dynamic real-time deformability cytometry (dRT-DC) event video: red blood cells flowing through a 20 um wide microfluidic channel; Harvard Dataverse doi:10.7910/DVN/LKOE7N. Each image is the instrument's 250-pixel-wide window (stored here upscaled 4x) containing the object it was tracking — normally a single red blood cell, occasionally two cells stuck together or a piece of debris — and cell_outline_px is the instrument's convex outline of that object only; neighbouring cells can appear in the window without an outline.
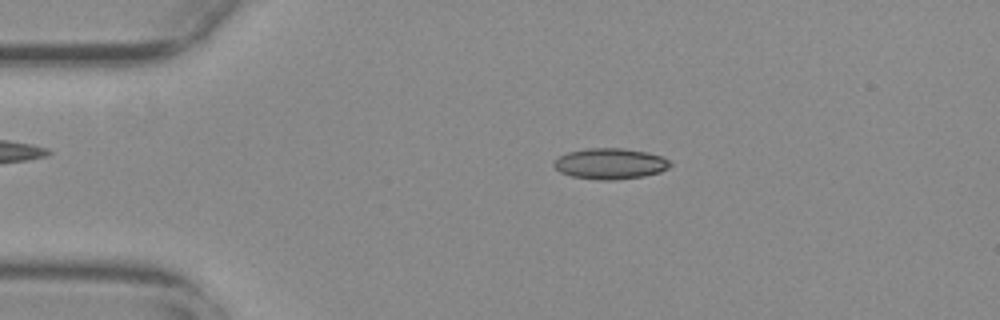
{"species": "common noctule bat (a hibernating species)", "species_latin": "Nyctalus noctula", "temperature_condition": "warm", "stored_images_in_passage": 52, "camera_frame_rate_fps": 3000, "um_per_image_px": 0.085, "animal": {"sex": "female", "body_mass_g": 29.2, "forearm_length_mm": 56.3}, "frame": {"image": 1, "passage_image": 11, "time_ms": 3.333, "image_size_px": [1000, 320], "cell_outline_px": [[672, 164], [668, 168], [660, 172], [644, 176], [616, 180], [600, 180], [572, 176], [560, 172], [552, 164], [552, 160], [568, 152], [588, 148], [624, 148], [644, 152], [660, 156], [668, 160]], "centroid_in_image_um": [51.84, 13.92], "position_along_channel_um": 33.2, "area_um2": 20.87}}
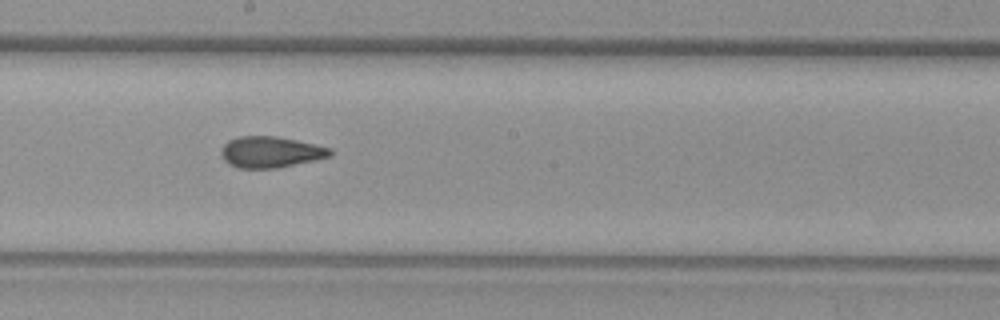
{"frame": {"image": 2, "passage_image": 30, "time_ms": 9.667, "image_size_px": [1000, 320], "cell_outline_px": [[332, 156], [276, 168], [240, 168], [228, 164], [224, 160], [220, 152], [220, 148], [228, 140], [236, 136], [276, 136], [296, 140], [332, 148]], "centroid_in_image_um": [22.97, 12.91], "position_along_channel_um": 225.2, "area_um2": 19.83}}
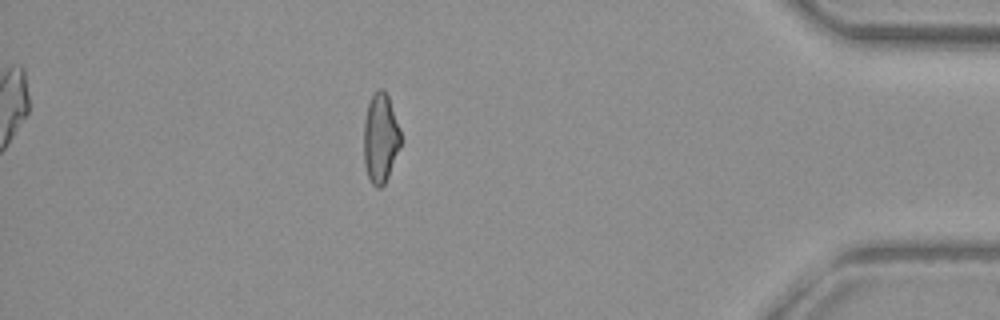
{"frame": {"image": 3, "passage_image": 48, "time_ms": 15.667, "image_size_px": [1000, 320], "cell_outline_px": [[400, 148], [388, 176], [384, 184], [380, 188], [376, 188], [372, 184], [368, 176], [364, 164], [364, 120], [368, 104], [372, 96], [380, 88], [388, 96], [400, 128]], "centroid_in_image_um": [32.34, 11.77], "position_along_channel_um": 402.9, "area_um2": 19.07}}